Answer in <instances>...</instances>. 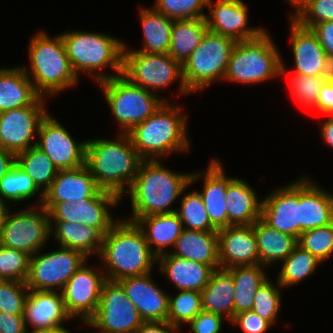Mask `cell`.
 I'll return each mask as SVG.
<instances>
[{
  "instance_id": "1",
  "label": "cell",
  "mask_w": 333,
  "mask_h": 333,
  "mask_svg": "<svg viewBox=\"0 0 333 333\" xmlns=\"http://www.w3.org/2000/svg\"><path fill=\"white\" fill-rule=\"evenodd\" d=\"M124 218L118 220L103 236L98 255L106 279L114 282L150 273L154 263H158L142 229L136 222Z\"/></svg>"
},
{
  "instance_id": "2",
  "label": "cell",
  "mask_w": 333,
  "mask_h": 333,
  "mask_svg": "<svg viewBox=\"0 0 333 333\" xmlns=\"http://www.w3.org/2000/svg\"><path fill=\"white\" fill-rule=\"evenodd\" d=\"M191 173L171 171L160 160H143L125 193L130 196L132 206L127 220L136 222L145 216L175 212L177 209L170 207L190 184Z\"/></svg>"
},
{
  "instance_id": "3",
  "label": "cell",
  "mask_w": 333,
  "mask_h": 333,
  "mask_svg": "<svg viewBox=\"0 0 333 333\" xmlns=\"http://www.w3.org/2000/svg\"><path fill=\"white\" fill-rule=\"evenodd\" d=\"M142 161L127 133H119L112 141L105 138L87 140L86 167L102 190L121 199L135 180Z\"/></svg>"
},
{
  "instance_id": "4",
  "label": "cell",
  "mask_w": 333,
  "mask_h": 333,
  "mask_svg": "<svg viewBox=\"0 0 333 333\" xmlns=\"http://www.w3.org/2000/svg\"><path fill=\"white\" fill-rule=\"evenodd\" d=\"M182 109L179 105H172L171 101L164 102L144 122L127 133L143 160H160L174 152L190 151L188 115Z\"/></svg>"
},
{
  "instance_id": "5",
  "label": "cell",
  "mask_w": 333,
  "mask_h": 333,
  "mask_svg": "<svg viewBox=\"0 0 333 333\" xmlns=\"http://www.w3.org/2000/svg\"><path fill=\"white\" fill-rule=\"evenodd\" d=\"M73 72L86 73L100 83L122 74L123 40L102 32L66 31L60 33ZM114 73L103 72L104 68ZM117 73V74H116Z\"/></svg>"
},
{
  "instance_id": "6",
  "label": "cell",
  "mask_w": 333,
  "mask_h": 333,
  "mask_svg": "<svg viewBox=\"0 0 333 333\" xmlns=\"http://www.w3.org/2000/svg\"><path fill=\"white\" fill-rule=\"evenodd\" d=\"M28 52L30 68L23 69L41 97H55L76 87L80 78L72 70L61 34L50 37L43 30L35 33Z\"/></svg>"
},
{
  "instance_id": "7",
  "label": "cell",
  "mask_w": 333,
  "mask_h": 333,
  "mask_svg": "<svg viewBox=\"0 0 333 333\" xmlns=\"http://www.w3.org/2000/svg\"><path fill=\"white\" fill-rule=\"evenodd\" d=\"M273 42L267 29L257 38L237 41L223 81L258 84L281 77L282 56Z\"/></svg>"
},
{
  "instance_id": "8",
  "label": "cell",
  "mask_w": 333,
  "mask_h": 333,
  "mask_svg": "<svg viewBox=\"0 0 333 333\" xmlns=\"http://www.w3.org/2000/svg\"><path fill=\"white\" fill-rule=\"evenodd\" d=\"M120 128L119 133H128L134 126L144 122L167 99L159 97L131 83L122 74L97 83Z\"/></svg>"
},
{
  "instance_id": "9",
  "label": "cell",
  "mask_w": 333,
  "mask_h": 333,
  "mask_svg": "<svg viewBox=\"0 0 333 333\" xmlns=\"http://www.w3.org/2000/svg\"><path fill=\"white\" fill-rule=\"evenodd\" d=\"M235 44L233 38L207 30L198 47L182 64L183 81L190 93L208 88L218 79L223 81Z\"/></svg>"
},
{
  "instance_id": "10",
  "label": "cell",
  "mask_w": 333,
  "mask_h": 333,
  "mask_svg": "<svg viewBox=\"0 0 333 333\" xmlns=\"http://www.w3.org/2000/svg\"><path fill=\"white\" fill-rule=\"evenodd\" d=\"M124 43L122 75L131 83L156 94L158 89H166L178 81L179 94L190 95L183 77L182 65L169 54H150L136 51Z\"/></svg>"
},
{
  "instance_id": "11",
  "label": "cell",
  "mask_w": 333,
  "mask_h": 333,
  "mask_svg": "<svg viewBox=\"0 0 333 333\" xmlns=\"http://www.w3.org/2000/svg\"><path fill=\"white\" fill-rule=\"evenodd\" d=\"M12 213L8 207L1 224L0 244L33 256L51 238L50 218L42 205ZM12 213V214H11Z\"/></svg>"
},
{
  "instance_id": "12",
  "label": "cell",
  "mask_w": 333,
  "mask_h": 333,
  "mask_svg": "<svg viewBox=\"0 0 333 333\" xmlns=\"http://www.w3.org/2000/svg\"><path fill=\"white\" fill-rule=\"evenodd\" d=\"M143 322L122 286L107 280L96 313L84 325L97 329V333H135Z\"/></svg>"
},
{
  "instance_id": "13",
  "label": "cell",
  "mask_w": 333,
  "mask_h": 333,
  "mask_svg": "<svg viewBox=\"0 0 333 333\" xmlns=\"http://www.w3.org/2000/svg\"><path fill=\"white\" fill-rule=\"evenodd\" d=\"M30 256L26 285L29 290L61 292L71 276L88 260L74 249L58 250Z\"/></svg>"
},
{
  "instance_id": "14",
  "label": "cell",
  "mask_w": 333,
  "mask_h": 333,
  "mask_svg": "<svg viewBox=\"0 0 333 333\" xmlns=\"http://www.w3.org/2000/svg\"><path fill=\"white\" fill-rule=\"evenodd\" d=\"M45 98L40 97L31 106L0 113V148L16 155L36 146L39 126L48 114Z\"/></svg>"
},
{
  "instance_id": "15",
  "label": "cell",
  "mask_w": 333,
  "mask_h": 333,
  "mask_svg": "<svg viewBox=\"0 0 333 333\" xmlns=\"http://www.w3.org/2000/svg\"><path fill=\"white\" fill-rule=\"evenodd\" d=\"M36 147L43 151L58 170L85 165L87 140L75 141L69 131L51 113L41 121Z\"/></svg>"
},
{
  "instance_id": "16",
  "label": "cell",
  "mask_w": 333,
  "mask_h": 333,
  "mask_svg": "<svg viewBox=\"0 0 333 333\" xmlns=\"http://www.w3.org/2000/svg\"><path fill=\"white\" fill-rule=\"evenodd\" d=\"M102 268L94 269L85 262L67 281L61 293L67 313L83 324L96 313L102 287L107 281Z\"/></svg>"
},
{
  "instance_id": "17",
  "label": "cell",
  "mask_w": 333,
  "mask_h": 333,
  "mask_svg": "<svg viewBox=\"0 0 333 333\" xmlns=\"http://www.w3.org/2000/svg\"><path fill=\"white\" fill-rule=\"evenodd\" d=\"M116 194L101 190L94 198L56 204L48 213L50 221L81 223L105 235L118 221L109 210L121 202Z\"/></svg>"
},
{
  "instance_id": "18",
  "label": "cell",
  "mask_w": 333,
  "mask_h": 333,
  "mask_svg": "<svg viewBox=\"0 0 333 333\" xmlns=\"http://www.w3.org/2000/svg\"><path fill=\"white\" fill-rule=\"evenodd\" d=\"M212 1H207L209 14H206L205 19L208 30L233 38L236 42L257 38L266 30L247 24L248 8L243 0Z\"/></svg>"
},
{
  "instance_id": "19",
  "label": "cell",
  "mask_w": 333,
  "mask_h": 333,
  "mask_svg": "<svg viewBox=\"0 0 333 333\" xmlns=\"http://www.w3.org/2000/svg\"><path fill=\"white\" fill-rule=\"evenodd\" d=\"M261 219L279 232L297 240L300 236L299 179L276 188L262 198Z\"/></svg>"
},
{
  "instance_id": "20",
  "label": "cell",
  "mask_w": 333,
  "mask_h": 333,
  "mask_svg": "<svg viewBox=\"0 0 333 333\" xmlns=\"http://www.w3.org/2000/svg\"><path fill=\"white\" fill-rule=\"evenodd\" d=\"M203 179V190L198 191L203 199L211 224L217 229L228 227V213L226 205V192L229 182L234 177H228L222 162L213 158L210 160L206 171L191 173L190 185Z\"/></svg>"
},
{
  "instance_id": "21",
  "label": "cell",
  "mask_w": 333,
  "mask_h": 333,
  "mask_svg": "<svg viewBox=\"0 0 333 333\" xmlns=\"http://www.w3.org/2000/svg\"><path fill=\"white\" fill-rule=\"evenodd\" d=\"M102 189L86 165L58 170L49 188L43 193L42 206L49 212L56 204L94 198Z\"/></svg>"
},
{
  "instance_id": "22",
  "label": "cell",
  "mask_w": 333,
  "mask_h": 333,
  "mask_svg": "<svg viewBox=\"0 0 333 333\" xmlns=\"http://www.w3.org/2000/svg\"><path fill=\"white\" fill-rule=\"evenodd\" d=\"M152 272L117 281L144 322L167 321L169 293L152 280Z\"/></svg>"
},
{
  "instance_id": "23",
  "label": "cell",
  "mask_w": 333,
  "mask_h": 333,
  "mask_svg": "<svg viewBox=\"0 0 333 333\" xmlns=\"http://www.w3.org/2000/svg\"><path fill=\"white\" fill-rule=\"evenodd\" d=\"M23 318L26 328L29 325L32 331L62 329L64 322L72 320L61 292L37 290H29Z\"/></svg>"
},
{
  "instance_id": "24",
  "label": "cell",
  "mask_w": 333,
  "mask_h": 333,
  "mask_svg": "<svg viewBox=\"0 0 333 333\" xmlns=\"http://www.w3.org/2000/svg\"><path fill=\"white\" fill-rule=\"evenodd\" d=\"M221 267L260 264L253 226H228L217 231Z\"/></svg>"
},
{
  "instance_id": "25",
  "label": "cell",
  "mask_w": 333,
  "mask_h": 333,
  "mask_svg": "<svg viewBox=\"0 0 333 333\" xmlns=\"http://www.w3.org/2000/svg\"><path fill=\"white\" fill-rule=\"evenodd\" d=\"M300 234L333 223V193L305 175L299 178Z\"/></svg>"
},
{
  "instance_id": "26",
  "label": "cell",
  "mask_w": 333,
  "mask_h": 333,
  "mask_svg": "<svg viewBox=\"0 0 333 333\" xmlns=\"http://www.w3.org/2000/svg\"><path fill=\"white\" fill-rule=\"evenodd\" d=\"M290 41L294 57V70L289 74L319 76L327 56L316 34L301 26L289 15Z\"/></svg>"
},
{
  "instance_id": "27",
  "label": "cell",
  "mask_w": 333,
  "mask_h": 333,
  "mask_svg": "<svg viewBox=\"0 0 333 333\" xmlns=\"http://www.w3.org/2000/svg\"><path fill=\"white\" fill-rule=\"evenodd\" d=\"M158 269L166 280L179 290L201 292L208 284L212 268L200 262L172 255L169 252L157 257Z\"/></svg>"
},
{
  "instance_id": "28",
  "label": "cell",
  "mask_w": 333,
  "mask_h": 333,
  "mask_svg": "<svg viewBox=\"0 0 333 333\" xmlns=\"http://www.w3.org/2000/svg\"><path fill=\"white\" fill-rule=\"evenodd\" d=\"M228 226H250L261 218L262 200L241 178L234 177L227 186Z\"/></svg>"
},
{
  "instance_id": "29",
  "label": "cell",
  "mask_w": 333,
  "mask_h": 333,
  "mask_svg": "<svg viewBox=\"0 0 333 333\" xmlns=\"http://www.w3.org/2000/svg\"><path fill=\"white\" fill-rule=\"evenodd\" d=\"M40 97L23 67L0 68V113L31 106Z\"/></svg>"
},
{
  "instance_id": "30",
  "label": "cell",
  "mask_w": 333,
  "mask_h": 333,
  "mask_svg": "<svg viewBox=\"0 0 333 333\" xmlns=\"http://www.w3.org/2000/svg\"><path fill=\"white\" fill-rule=\"evenodd\" d=\"M204 311L221 315L225 320L234 316V282L232 267H217L212 270L208 284L201 291Z\"/></svg>"
},
{
  "instance_id": "31",
  "label": "cell",
  "mask_w": 333,
  "mask_h": 333,
  "mask_svg": "<svg viewBox=\"0 0 333 333\" xmlns=\"http://www.w3.org/2000/svg\"><path fill=\"white\" fill-rule=\"evenodd\" d=\"M51 235L59 247L74 249L86 258L98 256L103 243V234L95 227L66 221H50Z\"/></svg>"
},
{
  "instance_id": "32",
  "label": "cell",
  "mask_w": 333,
  "mask_h": 333,
  "mask_svg": "<svg viewBox=\"0 0 333 333\" xmlns=\"http://www.w3.org/2000/svg\"><path fill=\"white\" fill-rule=\"evenodd\" d=\"M167 252L180 258L203 263L212 269L220 266L217 232L183 229L174 249Z\"/></svg>"
},
{
  "instance_id": "33",
  "label": "cell",
  "mask_w": 333,
  "mask_h": 333,
  "mask_svg": "<svg viewBox=\"0 0 333 333\" xmlns=\"http://www.w3.org/2000/svg\"><path fill=\"white\" fill-rule=\"evenodd\" d=\"M137 225L142 229L150 250L158 257L165 254V248H174L183 231V225L175 212L139 218Z\"/></svg>"
},
{
  "instance_id": "34",
  "label": "cell",
  "mask_w": 333,
  "mask_h": 333,
  "mask_svg": "<svg viewBox=\"0 0 333 333\" xmlns=\"http://www.w3.org/2000/svg\"><path fill=\"white\" fill-rule=\"evenodd\" d=\"M260 264L269 267L286 259L298 245L297 239L279 232L259 218L253 225Z\"/></svg>"
},
{
  "instance_id": "35",
  "label": "cell",
  "mask_w": 333,
  "mask_h": 333,
  "mask_svg": "<svg viewBox=\"0 0 333 333\" xmlns=\"http://www.w3.org/2000/svg\"><path fill=\"white\" fill-rule=\"evenodd\" d=\"M139 18L143 31V46L136 51L150 54H168L171 44V31L174 20L152 8H139Z\"/></svg>"
},
{
  "instance_id": "36",
  "label": "cell",
  "mask_w": 333,
  "mask_h": 333,
  "mask_svg": "<svg viewBox=\"0 0 333 333\" xmlns=\"http://www.w3.org/2000/svg\"><path fill=\"white\" fill-rule=\"evenodd\" d=\"M261 264L232 267L234 315L252 310L257 289L269 278Z\"/></svg>"
},
{
  "instance_id": "37",
  "label": "cell",
  "mask_w": 333,
  "mask_h": 333,
  "mask_svg": "<svg viewBox=\"0 0 333 333\" xmlns=\"http://www.w3.org/2000/svg\"><path fill=\"white\" fill-rule=\"evenodd\" d=\"M207 30L205 18L174 20L168 54L182 65L198 47Z\"/></svg>"
},
{
  "instance_id": "38",
  "label": "cell",
  "mask_w": 333,
  "mask_h": 333,
  "mask_svg": "<svg viewBox=\"0 0 333 333\" xmlns=\"http://www.w3.org/2000/svg\"><path fill=\"white\" fill-rule=\"evenodd\" d=\"M16 165L28 174L42 193L49 188L58 173L51 159L36 146L16 154Z\"/></svg>"
},
{
  "instance_id": "39",
  "label": "cell",
  "mask_w": 333,
  "mask_h": 333,
  "mask_svg": "<svg viewBox=\"0 0 333 333\" xmlns=\"http://www.w3.org/2000/svg\"><path fill=\"white\" fill-rule=\"evenodd\" d=\"M282 263L276 280L284 288L297 285L316 273L315 271L321 262L297 245Z\"/></svg>"
},
{
  "instance_id": "40",
  "label": "cell",
  "mask_w": 333,
  "mask_h": 333,
  "mask_svg": "<svg viewBox=\"0 0 333 333\" xmlns=\"http://www.w3.org/2000/svg\"><path fill=\"white\" fill-rule=\"evenodd\" d=\"M37 205H42L43 193L37 188L33 180L16 164L0 180V198L10 207L11 202L27 201L39 193ZM8 200V201H7Z\"/></svg>"
},
{
  "instance_id": "41",
  "label": "cell",
  "mask_w": 333,
  "mask_h": 333,
  "mask_svg": "<svg viewBox=\"0 0 333 333\" xmlns=\"http://www.w3.org/2000/svg\"><path fill=\"white\" fill-rule=\"evenodd\" d=\"M183 190L180 208L175 211L183 228L187 230L217 232L218 230L211 224L203 199L197 190L188 193ZM184 193V194H183Z\"/></svg>"
},
{
  "instance_id": "42",
  "label": "cell",
  "mask_w": 333,
  "mask_h": 333,
  "mask_svg": "<svg viewBox=\"0 0 333 333\" xmlns=\"http://www.w3.org/2000/svg\"><path fill=\"white\" fill-rule=\"evenodd\" d=\"M202 310L201 292L179 290L178 294L169 295L167 322L182 330V325L188 324Z\"/></svg>"
},
{
  "instance_id": "43",
  "label": "cell",
  "mask_w": 333,
  "mask_h": 333,
  "mask_svg": "<svg viewBox=\"0 0 333 333\" xmlns=\"http://www.w3.org/2000/svg\"><path fill=\"white\" fill-rule=\"evenodd\" d=\"M285 62L282 58L281 76H288L289 90L292 97L305 108L316 109L319 91L322 89L325 81L320 76H303L299 74H288Z\"/></svg>"
},
{
  "instance_id": "44",
  "label": "cell",
  "mask_w": 333,
  "mask_h": 333,
  "mask_svg": "<svg viewBox=\"0 0 333 333\" xmlns=\"http://www.w3.org/2000/svg\"><path fill=\"white\" fill-rule=\"evenodd\" d=\"M271 279H267L256 291L252 305V311L271 325L276 322L281 305L282 287Z\"/></svg>"
},
{
  "instance_id": "45",
  "label": "cell",
  "mask_w": 333,
  "mask_h": 333,
  "mask_svg": "<svg viewBox=\"0 0 333 333\" xmlns=\"http://www.w3.org/2000/svg\"><path fill=\"white\" fill-rule=\"evenodd\" d=\"M297 242L323 263L333 254V223L302 232Z\"/></svg>"
},
{
  "instance_id": "46",
  "label": "cell",
  "mask_w": 333,
  "mask_h": 333,
  "mask_svg": "<svg viewBox=\"0 0 333 333\" xmlns=\"http://www.w3.org/2000/svg\"><path fill=\"white\" fill-rule=\"evenodd\" d=\"M294 7L290 16L303 27L333 21V0H300Z\"/></svg>"
},
{
  "instance_id": "47",
  "label": "cell",
  "mask_w": 333,
  "mask_h": 333,
  "mask_svg": "<svg viewBox=\"0 0 333 333\" xmlns=\"http://www.w3.org/2000/svg\"><path fill=\"white\" fill-rule=\"evenodd\" d=\"M30 255L0 244V280L26 282Z\"/></svg>"
},
{
  "instance_id": "48",
  "label": "cell",
  "mask_w": 333,
  "mask_h": 333,
  "mask_svg": "<svg viewBox=\"0 0 333 333\" xmlns=\"http://www.w3.org/2000/svg\"><path fill=\"white\" fill-rule=\"evenodd\" d=\"M208 0H155L154 9L172 20L205 18Z\"/></svg>"
},
{
  "instance_id": "49",
  "label": "cell",
  "mask_w": 333,
  "mask_h": 333,
  "mask_svg": "<svg viewBox=\"0 0 333 333\" xmlns=\"http://www.w3.org/2000/svg\"><path fill=\"white\" fill-rule=\"evenodd\" d=\"M28 293L26 282L0 280V312L23 314Z\"/></svg>"
},
{
  "instance_id": "50",
  "label": "cell",
  "mask_w": 333,
  "mask_h": 333,
  "mask_svg": "<svg viewBox=\"0 0 333 333\" xmlns=\"http://www.w3.org/2000/svg\"><path fill=\"white\" fill-rule=\"evenodd\" d=\"M230 323L239 326L244 333H265L272 326L252 310L235 314Z\"/></svg>"
},
{
  "instance_id": "51",
  "label": "cell",
  "mask_w": 333,
  "mask_h": 333,
  "mask_svg": "<svg viewBox=\"0 0 333 333\" xmlns=\"http://www.w3.org/2000/svg\"><path fill=\"white\" fill-rule=\"evenodd\" d=\"M224 317L202 310L187 325L193 333H220Z\"/></svg>"
},
{
  "instance_id": "52",
  "label": "cell",
  "mask_w": 333,
  "mask_h": 333,
  "mask_svg": "<svg viewBox=\"0 0 333 333\" xmlns=\"http://www.w3.org/2000/svg\"><path fill=\"white\" fill-rule=\"evenodd\" d=\"M23 314L0 312V333H28Z\"/></svg>"
},
{
  "instance_id": "53",
  "label": "cell",
  "mask_w": 333,
  "mask_h": 333,
  "mask_svg": "<svg viewBox=\"0 0 333 333\" xmlns=\"http://www.w3.org/2000/svg\"><path fill=\"white\" fill-rule=\"evenodd\" d=\"M311 30L316 34L325 53L333 56V21L315 24Z\"/></svg>"
},
{
  "instance_id": "54",
  "label": "cell",
  "mask_w": 333,
  "mask_h": 333,
  "mask_svg": "<svg viewBox=\"0 0 333 333\" xmlns=\"http://www.w3.org/2000/svg\"><path fill=\"white\" fill-rule=\"evenodd\" d=\"M316 110L324 115H333V83L325 82L319 91Z\"/></svg>"
},
{
  "instance_id": "55",
  "label": "cell",
  "mask_w": 333,
  "mask_h": 333,
  "mask_svg": "<svg viewBox=\"0 0 333 333\" xmlns=\"http://www.w3.org/2000/svg\"><path fill=\"white\" fill-rule=\"evenodd\" d=\"M177 329L167 321L143 322L135 333H174Z\"/></svg>"
},
{
  "instance_id": "56",
  "label": "cell",
  "mask_w": 333,
  "mask_h": 333,
  "mask_svg": "<svg viewBox=\"0 0 333 333\" xmlns=\"http://www.w3.org/2000/svg\"><path fill=\"white\" fill-rule=\"evenodd\" d=\"M16 164V155L10 151L0 148V180Z\"/></svg>"
},
{
  "instance_id": "57",
  "label": "cell",
  "mask_w": 333,
  "mask_h": 333,
  "mask_svg": "<svg viewBox=\"0 0 333 333\" xmlns=\"http://www.w3.org/2000/svg\"><path fill=\"white\" fill-rule=\"evenodd\" d=\"M320 128L322 140L333 149V115H327V119L324 120Z\"/></svg>"
},
{
  "instance_id": "58",
  "label": "cell",
  "mask_w": 333,
  "mask_h": 333,
  "mask_svg": "<svg viewBox=\"0 0 333 333\" xmlns=\"http://www.w3.org/2000/svg\"><path fill=\"white\" fill-rule=\"evenodd\" d=\"M319 76L325 82L333 83V56H326Z\"/></svg>"
},
{
  "instance_id": "59",
  "label": "cell",
  "mask_w": 333,
  "mask_h": 333,
  "mask_svg": "<svg viewBox=\"0 0 333 333\" xmlns=\"http://www.w3.org/2000/svg\"><path fill=\"white\" fill-rule=\"evenodd\" d=\"M28 333H65V328L55 330H35Z\"/></svg>"
},
{
  "instance_id": "60",
  "label": "cell",
  "mask_w": 333,
  "mask_h": 333,
  "mask_svg": "<svg viewBox=\"0 0 333 333\" xmlns=\"http://www.w3.org/2000/svg\"><path fill=\"white\" fill-rule=\"evenodd\" d=\"M8 206L3 202V200L0 198V221L3 220L4 214L7 210Z\"/></svg>"
},
{
  "instance_id": "61",
  "label": "cell",
  "mask_w": 333,
  "mask_h": 333,
  "mask_svg": "<svg viewBox=\"0 0 333 333\" xmlns=\"http://www.w3.org/2000/svg\"><path fill=\"white\" fill-rule=\"evenodd\" d=\"M289 4L294 7L300 0H287Z\"/></svg>"
},
{
  "instance_id": "62",
  "label": "cell",
  "mask_w": 333,
  "mask_h": 333,
  "mask_svg": "<svg viewBox=\"0 0 333 333\" xmlns=\"http://www.w3.org/2000/svg\"><path fill=\"white\" fill-rule=\"evenodd\" d=\"M65 333H72L71 330L65 328Z\"/></svg>"
},
{
  "instance_id": "63",
  "label": "cell",
  "mask_w": 333,
  "mask_h": 333,
  "mask_svg": "<svg viewBox=\"0 0 333 333\" xmlns=\"http://www.w3.org/2000/svg\"><path fill=\"white\" fill-rule=\"evenodd\" d=\"M1 224H2V221H0V238H1Z\"/></svg>"
},
{
  "instance_id": "64",
  "label": "cell",
  "mask_w": 333,
  "mask_h": 333,
  "mask_svg": "<svg viewBox=\"0 0 333 333\" xmlns=\"http://www.w3.org/2000/svg\"><path fill=\"white\" fill-rule=\"evenodd\" d=\"M174 333H181L180 329H177Z\"/></svg>"
}]
</instances>
